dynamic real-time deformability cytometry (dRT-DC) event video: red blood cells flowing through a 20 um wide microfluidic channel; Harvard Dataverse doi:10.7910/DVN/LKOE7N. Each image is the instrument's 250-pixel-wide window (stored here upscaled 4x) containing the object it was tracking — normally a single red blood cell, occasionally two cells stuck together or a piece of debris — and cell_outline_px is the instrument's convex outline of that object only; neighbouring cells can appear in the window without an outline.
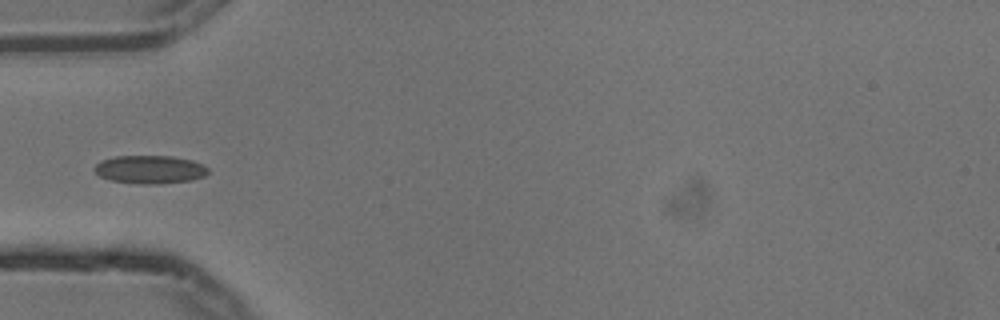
{"species": "common noctule bat (a hibernating species)", "species_latin": "Nyctalus noctula", "temperature_condition": "cold", "stored_images_in_passage": 5, "camera_frame_rate_fps": 3000, "um_per_image_px": 0.085, "animal": {"sex": "male", "body_mass_g": 13.3}, "frame": {"image": 1, "passage_image": 5, "time_ms": 1.333, "image_size_px": [1000, 320], "cell_outline_px": [[208, 172], [204, 176], [192, 180], [156, 184], [136, 184], [112, 180], [100, 176], [92, 168], [100, 160], [116, 156], [172, 156], [192, 160], [208, 168]], "centroid_in_image_um": [12.71, 14.4], "position_along_channel_um": 72.3, "area_um2": 18.67}}